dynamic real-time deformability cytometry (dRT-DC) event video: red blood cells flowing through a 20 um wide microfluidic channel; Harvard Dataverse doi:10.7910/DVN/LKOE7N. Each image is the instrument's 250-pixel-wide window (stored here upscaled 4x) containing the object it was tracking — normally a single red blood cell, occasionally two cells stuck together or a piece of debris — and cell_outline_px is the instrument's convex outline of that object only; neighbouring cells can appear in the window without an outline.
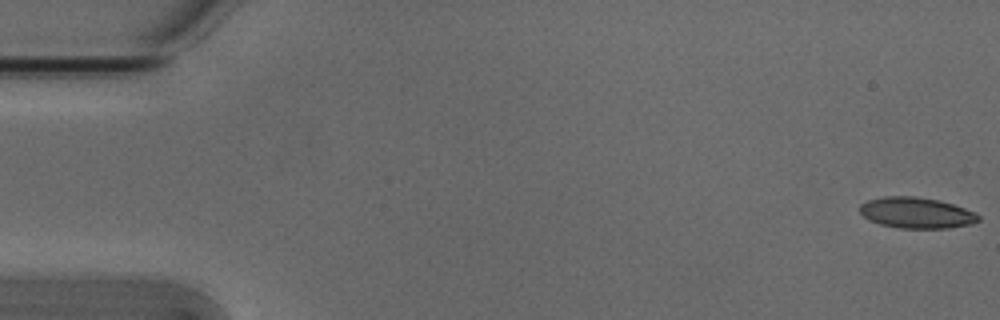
{"species": "Egyptian fruit bat (a non-hibernating species)", "species_latin": "Rousettus aegyptiacus", "temperature_condition": "cold", "stored_images_in_passage": 51, "camera_frame_rate_fps": 3000, "um_per_image_px": 0.085, "animal": {"sex": "male"}, "frame": {"image": 1, "passage_image": 1, "time_ms": 0.0, "image_size_px": [1000, 320], "cell_outline_px": [[980, 220], [972, 224], [948, 228], [900, 228], [880, 224], [868, 220], [860, 212], [860, 204], [868, 200], [884, 196], [916, 196], [940, 200], [976, 212], [980, 216]], "centroid_in_image_um": [77.91, 18.08], "position_along_channel_um": 7.1, "area_um2": 21.5}}
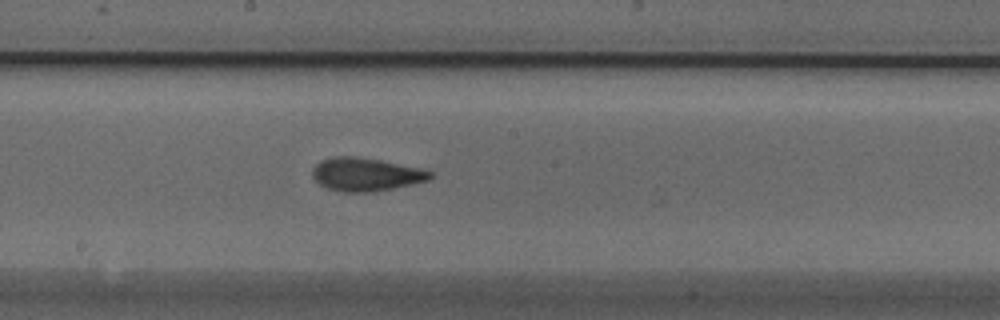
{"frame": {"image": 2, "passage_image": 29, "time_ms": 9.333, "image_size_px": [1000, 320], "cell_outline_px": [[432, 176], [428, 180], [412, 184], [372, 192], [344, 192], [328, 188], [320, 184], [312, 176], [312, 168], [320, 160], [336, 156], [352, 156], [380, 160], [420, 168], [432, 172]], "centroid_in_image_um": [31.07, 14.82], "position_along_channel_um": 217.1, "area_um2": 22.6}}
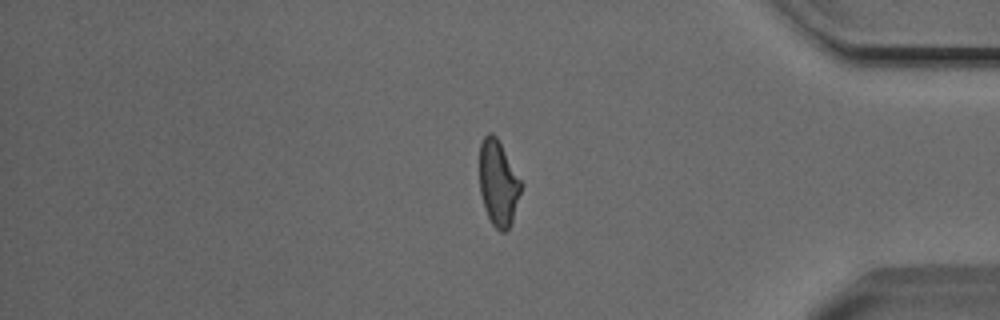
{"frame": {"image": 3, "passage_image": 45, "time_ms": 14.667, "image_size_px": [1000, 320], "cell_outline_px": [[524, 184], [512, 220], [508, 228], [504, 232], [500, 232], [492, 224], [484, 208], [480, 192], [480, 144], [484, 136], [488, 132], [492, 132], [496, 136]], "centroid_in_image_um": [42.36, 15.55], "position_along_channel_um": 392.8, "area_um2": 20.81}, "authors_computed_cell_mechanics": {"area_um2": 21.7328, "velocity_mm_per_s": 3.8312, "shape_relaxation_time_tau1_ms": 6.1465, "shape_relaxation_time_tau2_ms": 2.4798, "deformation_change_tau1": 0.1591, "deformation_change_tau2": 0.0981}}